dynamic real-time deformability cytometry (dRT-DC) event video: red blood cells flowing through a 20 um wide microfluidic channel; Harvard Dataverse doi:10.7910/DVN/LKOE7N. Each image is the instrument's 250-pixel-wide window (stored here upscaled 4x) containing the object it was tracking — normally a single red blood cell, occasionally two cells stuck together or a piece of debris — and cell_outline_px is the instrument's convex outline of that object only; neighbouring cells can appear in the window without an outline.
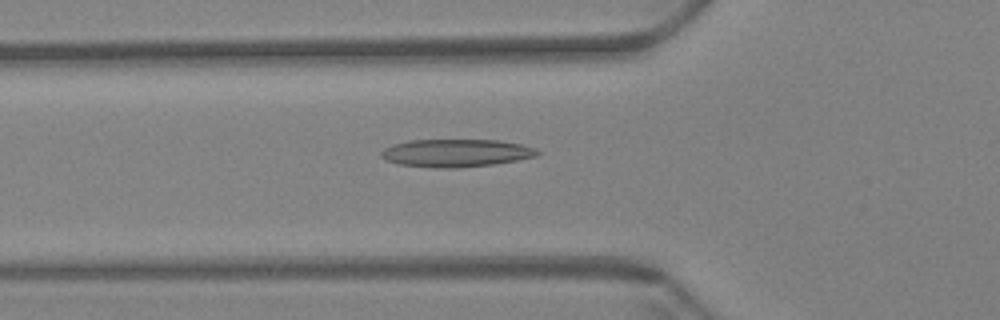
{"species": "Egyptian fruit bat (a non-hibernating species)", "species_latin": "Rousettus aegyptiacus", "temperature_condition": "warm", "stored_images_in_passage": 59, "camera_frame_rate_fps": 3000, "um_per_image_px": 0.085, "animal": {"sex": "female"}, "frame": {"image": 1, "passage_image": 21, "time_ms": 6.667, "image_size_px": [1000, 320], "cell_outline_px": [[540, 152], [536, 156], [516, 160], [492, 164], [456, 168], [436, 168], [400, 164], [388, 160], [380, 156], [380, 152], [384, 148], [392, 144], [408, 140], [500, 140], [520, 144], [536, 148]], "centroid_in_image_um": [38.74, 13.0], "position_along_channel_um": 87.1, "area_um2": 25.2}}
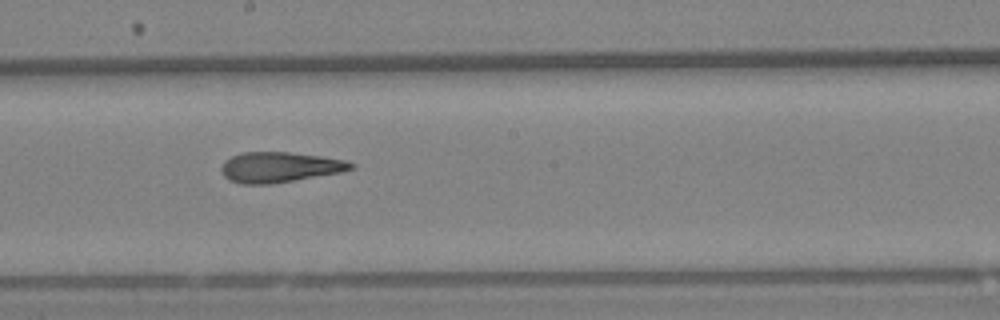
{"frame": {"image": 2, "passage_image": 33, "time_ms": 10.667, "image_size_px": [1000, 320], "cell_outline_px": [[356, 168], [340, 172], [272, 184], [240, 184], [228, 180], [224, 176], [220, 168], [224, 160], [232, 156], [244, 152], [288, 152], [320, 156], [344, 160], [356, 164]], "centroid_in_image_um": [23.74, 14.21], "position_along_channel_um": 224.5, "area_um2": 22.95}}
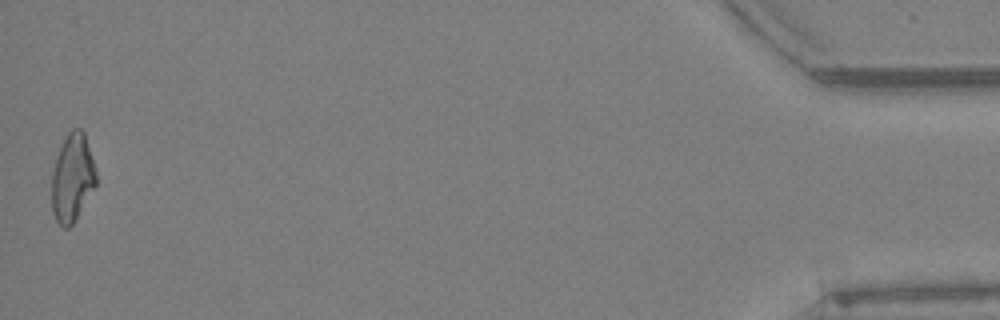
{"frame": {"image": 3, "passage_image": 59, "time_ms": 19.333, "image_size_px": [1000, 320], "cell_outline_px": [[96, 184], [72, 224], [68, 228], [64, 228], [56, 220], [52, 212], [52, 172], [56, 156], [60, 144], [68, 132], [72, 128], [80, 128], [84, 132], [96, 172]], "centroid_in_image_um": [6.12, 15.08], "position_along_channel_um": 429.1, "area_um2": 22.54}, "authors_computed_cell_mechanics": {"area_um2": 23.5246, "velocity_mm_per_s": 3.4513, "shape_relaxation_time_tau1_ms": null, "shape_relaxation_time_tau2_ms": 4.0429, "deformation_change_tau1": null, "deformation_change_tau2": 0.1519}}